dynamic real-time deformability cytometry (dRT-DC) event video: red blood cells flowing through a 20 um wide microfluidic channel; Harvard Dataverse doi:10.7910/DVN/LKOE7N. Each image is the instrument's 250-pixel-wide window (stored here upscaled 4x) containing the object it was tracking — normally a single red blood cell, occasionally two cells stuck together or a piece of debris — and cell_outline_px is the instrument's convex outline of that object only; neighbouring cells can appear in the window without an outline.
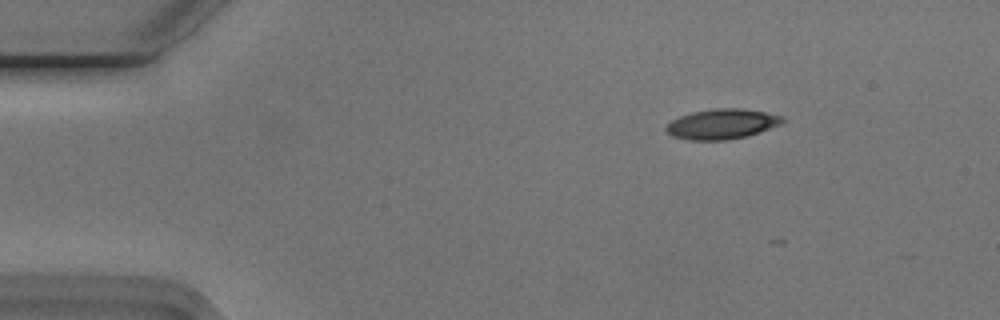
{"species": "Egyptian fruit bat (a non-hibernating species)", "species_latin": "Rousettus aegyptiacus", "temperature_condition": "cold", "stored_images_in_passage": 7, "camera_frame_rate_fps": 3000, "um_per_image_px": 0.085, "animal": {"sex": "male"}, "frame": {"image": 1, "passage_image": 2, "time_ms": 0.333, "image_size_px": [1000, 320], "cell_outline_px": [[784, 120], [780, 124], [760, 132], [748, 136], [728, 140], [688, 140], [672, 136], [664, 128], [672, 120], [680, 116], [692, 112], [716, 108], [736, 108], [764, 112], [780, 116]], "centroid_in_image_um": [61.33, 10.55], "position_along_channel_um": 23.7, "area_um2": 20.23}}